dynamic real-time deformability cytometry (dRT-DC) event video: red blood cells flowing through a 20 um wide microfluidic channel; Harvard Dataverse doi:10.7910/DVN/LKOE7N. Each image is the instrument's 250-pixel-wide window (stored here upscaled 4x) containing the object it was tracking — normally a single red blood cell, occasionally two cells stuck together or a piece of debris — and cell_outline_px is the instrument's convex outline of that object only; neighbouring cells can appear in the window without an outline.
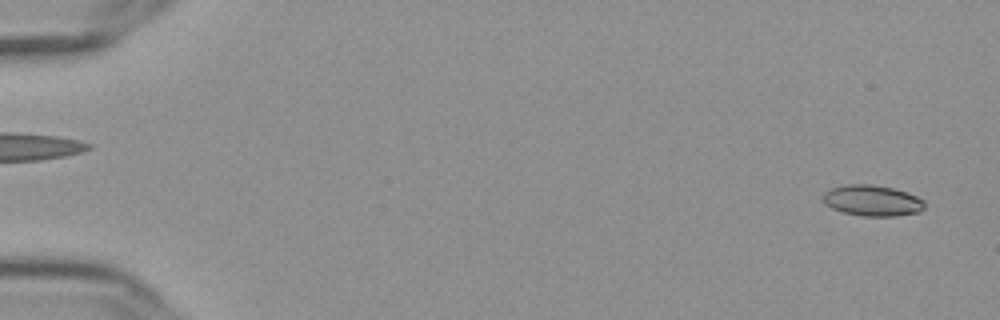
{"species": "Egyptian fruit bat (a non-hibernating species)", "species_latin": "Rousettus aegyptiacus", "temperature_condition": "cold", "stored_images_in_passage": 56, "camera_frame_rate_fps": 3000, "um_per_image_px": 0.085, "frame": {"image": 1, "passage_image": 2, "time_ms": 0.333, "image_size_px": [1000, 320], "cell_outline_px": [[924, 208], [920, 212], [896, 216], [864, 216], [844, 212], [832, 208], [824, 204], [820, 196], [824, 192], [832, 188], [848, 184], [872, 184], [892, 188], [908, 192], [924, 200]], "centroid_in_image_um": [74.13, 17.04], "position_along_channel_um": 10.9, "area_um2": 18.44}}
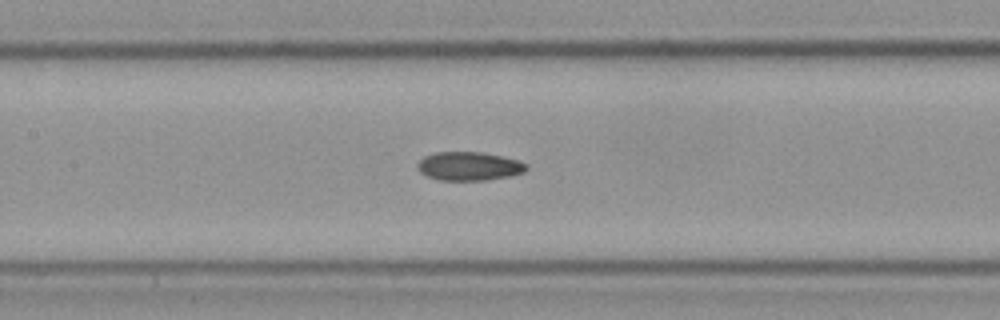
{"frame": {"image": 2, "passage_image": 27, "time_ms": 8.667, "image_size_px": [1000, 320], "cell_outline_px": [[528, 168], [524, 172], [508, 176], [484, 180], [440, 180], [428, 176], [420, 172], [416, 164], [424, 156], [436, 152], [480, 152], [520, 160], [528, 164]], "centroid_in_image_um": [39.87, 14.12], "position_along_channel_um": 167.5, "area_um2": 18.09}}
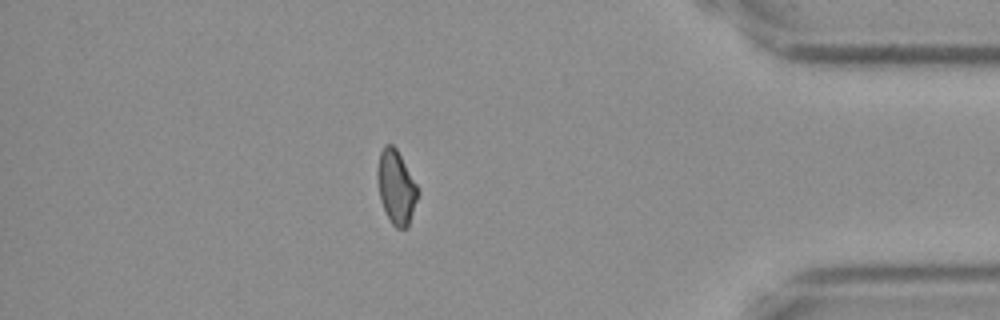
{"frame": {"image": 3, "passage_image": 49, "time_ms": 16.0, "image_size_px": [1000, 320], "cell_outline_px": [[420, 192], [408, 228], [396, 228], [392, 224], [380, 200], [376, 172], [380, 152], [384, 144], [392, 144], [396, 148], [416, 184]], "centroid_in_image_um": [33.68, 15.91], "position_along_channel_um": 401.5, "area_um2": 17.34}, "authors_computed_cell_mechanics": {"area_um2": 18.0914, "velocity_mm_per_s": 3.643, "shape_relaxation_time_tau1_ms": null, "shape_relaxation_time_tau2_ms": 8.0396, "deformation_change_tau1": null, "deformation_change_tau2": 0.1358}}